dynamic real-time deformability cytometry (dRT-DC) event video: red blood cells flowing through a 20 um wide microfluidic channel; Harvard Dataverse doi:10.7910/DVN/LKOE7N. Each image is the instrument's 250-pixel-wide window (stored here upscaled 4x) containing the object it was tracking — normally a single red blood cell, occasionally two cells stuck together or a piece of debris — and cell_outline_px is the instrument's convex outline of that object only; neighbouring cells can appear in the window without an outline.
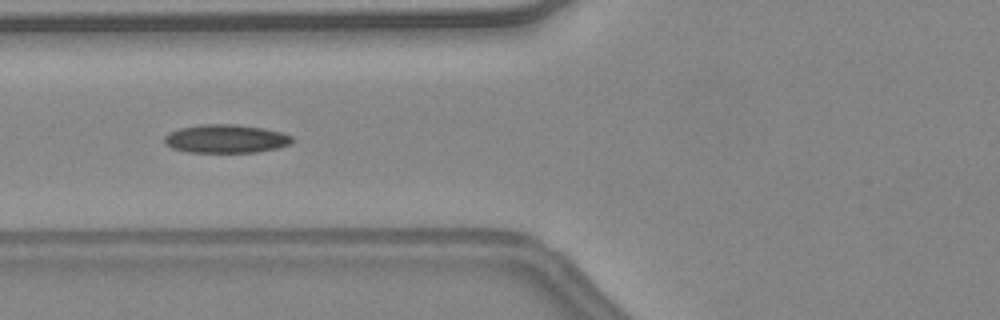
{"species": "common noctule bat (a hibernating species)", "species_latin": "Nyctalus noctula", "temperature_condition": "warm", "stored_images_in_passage": 48, "camera_frame_rate_fps": 3000, "um_per_image_px": 0.085, "animal": {"sex": "female", "body_mass_g": 24.6, "forearm_length_mm": 56.2}, "frame": {"image": 1, "passage_image": 21, "time_ms": 6.667, "image_size_px": [1000, 320], "cell_outline_px": [[292, 144], [276, 148], [256, 152], [188, 152], [172, 148], [164, 144], [164, 136], [168, 132], [180, 128], [204, 124], [236, 124], [264, 128], [280, 132], [292, 136]], "centroid_in_image_um": [19.18, 11.79], "position_along_channel_um": 106.6, "area_um2": 21.21}, "authors_computed_cell_mechanics": {"area_um2": 20.1722, "velocity_mm_per_s": 4.55, "shape_relaxation_time_tau1_ms": null, "shape_relaxation_time_tau2_ms": 2.4475, "deformation_change_tau1": null, "deformation_change_tau2": 0.1011}}